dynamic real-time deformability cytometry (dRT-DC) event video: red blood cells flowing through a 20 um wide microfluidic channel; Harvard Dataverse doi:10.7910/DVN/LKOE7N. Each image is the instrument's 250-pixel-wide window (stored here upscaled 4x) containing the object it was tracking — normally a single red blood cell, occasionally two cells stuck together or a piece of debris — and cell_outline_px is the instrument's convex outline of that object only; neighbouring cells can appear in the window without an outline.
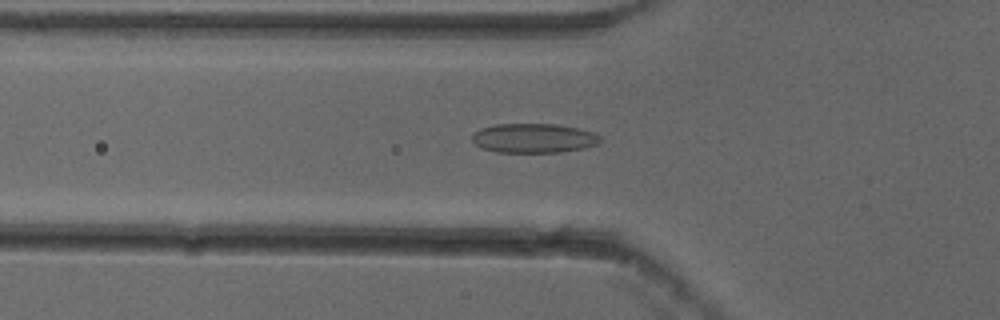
{"species": "common noctule bat (a hibernating species)", "species_latin": "Nyctalus noctula", "temperature_condition": "cold", "stored_images_in_passage": 54, "camera_frame_rate_fps": 3000, "um_per_image_px": 0.085, "animal": {"sex": "female"}, "frame": {"image": 1, "passage_image": 19, "time_ms": 6.0, "image_size_px": [1000, 320], "cell_outline_px": [[600, 140], [596, 144], [584, 148], [560, 152], [496, 152], [484, 148], [476, 144], [472, 140], [472, 132], [480, 128], [496, 124], [556, 124], [596, 132], [600, 136]], "centroid_in_image_um": [45.35, 11.73], "position_along_channel_um": 80.4, "area_um2": 21.91}}
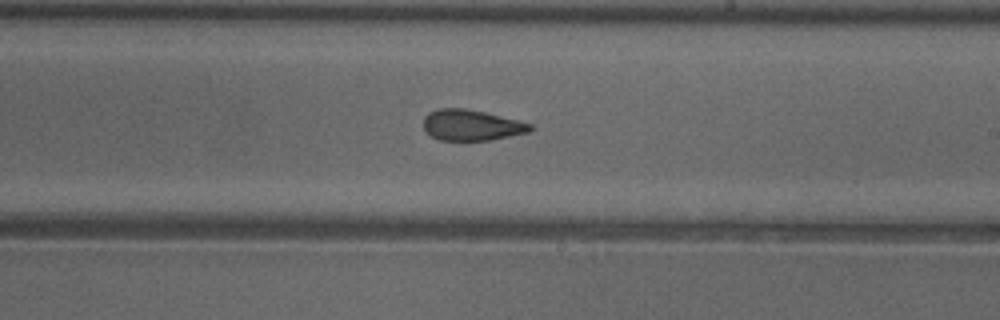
{"frame": {"image": 2, "passage_image": 32, "time_ms": 10.333, "image_size_px": [1000, 320], "cell_outline_px": [[532, 128], [528, 132], [488, 140], [440, 140], [432, 136], [424, 128], [424, 116], [428, 112], [436, 108], [464, 108], [484, 112], [520, 120], [532, 124]], "centroid_in_image_um": [40.05, 10.62], "position_along_channel_um": 248.9, "area_um2": 19.07}}
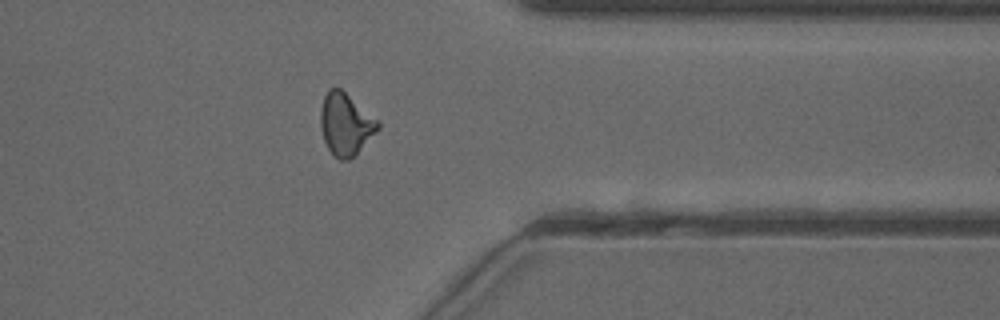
{"frame": {"image": 3, "passage_image": 43, "time_ms": 14.0, "image_size_px": [1000, 320], "cell_outline_px": [[380, 128], [348, 160], [340, 160], [332, 156], [324, 140], [320, 128], [320, 108], [324, 96], [328, 88], [340, 88], [380, 120]], "centroid_in_image_um": [29.36, 10.53], "position_along_channel_um": 382.0, "area_um2": 20.81}, "authors_computed_cell_mechanics": {"area_um2": 20.3167, "velocity_mm_per_s": 3.8621, "shape_relaxation_time_tau1_ms": null, "shape_relaxation_time_tau2_ms": 2.2987, "deformation_change_tau1": null, "deformation_change_tau2": 0.0904}}